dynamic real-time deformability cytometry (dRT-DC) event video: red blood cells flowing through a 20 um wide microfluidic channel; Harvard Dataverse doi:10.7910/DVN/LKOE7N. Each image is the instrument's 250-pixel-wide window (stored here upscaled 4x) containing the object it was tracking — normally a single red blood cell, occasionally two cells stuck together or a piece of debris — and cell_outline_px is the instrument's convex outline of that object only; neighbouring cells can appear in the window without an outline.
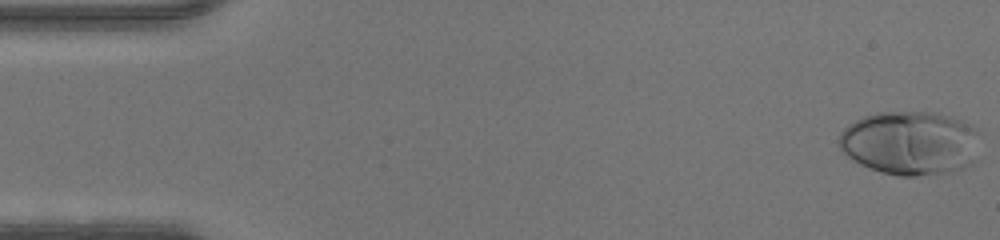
{"species": "human", "species_latin": "Homo sapiens", "temperature_condition": "warm", "stored_images_in_passage": 48, "camera_frame_rate_fps": 3000, "um_per_image_px": 0.085, "donor": {"sex": "male"}, "frame": {"image": 1, "passage_image": 1, "time_ms": 0.0, "image_size_px": [1000, 240], "cell_outline_px": [[976, 132], [972, 164], [964, 168], [952, 172], [916, 176], [900, 176], [884, 172], [860, 164], [852, 160], [840, 148], [840, 132], [848, 124], [864, 116], [876, 112], [932, 112], [960, 120], [972, 128]], "centroid_in_image_um": [77.3, 12.16], "position_along_channel_um": 7.7, "area_um2": 51.73}}
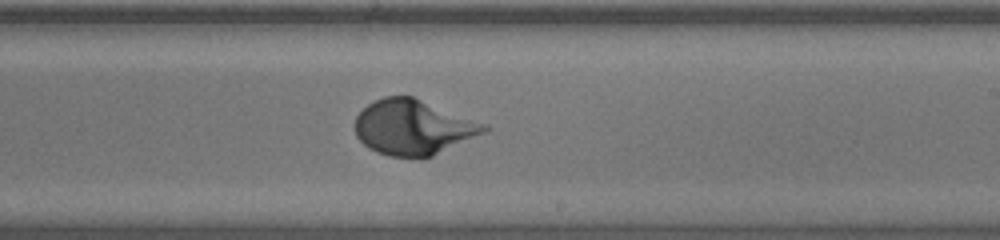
{"frame": {"image": 2, "passage_image": 28, "time_ms": 9.0, "image_size_px": [1000, 240], "cell_outline_px": [[492, 128], [484, 132], [424, 160], [420, 160], [388, 156], [376, 152], [368, 148], [356, 136], [356, 116], [368, 104], [384, 96], [412, 96], [488, 124]], "centroid_in_image_um": [35.13, 10.85], "position_along_channel_um": 253.9, "area_um2": 41.73}}
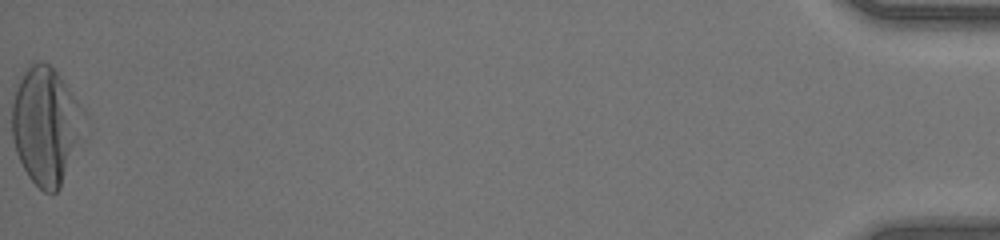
{"frame": {"image": 3, "passage_image": 48, "time_ms": 15.667, "image_size_px": [1000, 240], "cell_outline_px": [[88, 116], [60, 188], [52, 196], [44, 192], [28, 176], [16, 152], [12, 136], [12, 104], [20, 80], [24, 72], [36, 60], [48, 64], [60, 76], [88, 112]], "centroid_in_image_um": [3.92, 10.68], "position_along_channel_um": 431.3, "area_um2": 49.01}}